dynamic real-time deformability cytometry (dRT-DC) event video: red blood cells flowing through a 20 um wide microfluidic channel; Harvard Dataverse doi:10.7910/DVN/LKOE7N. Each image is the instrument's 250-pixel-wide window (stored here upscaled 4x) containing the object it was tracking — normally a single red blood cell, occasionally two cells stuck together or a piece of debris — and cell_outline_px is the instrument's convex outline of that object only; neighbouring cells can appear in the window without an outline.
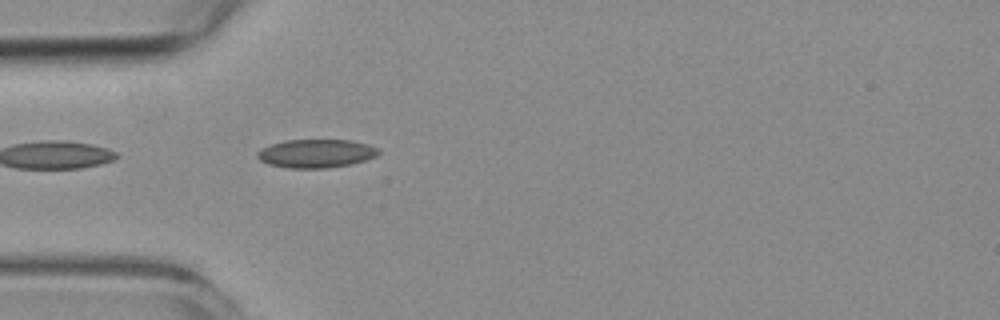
{"species": "common noctule bat (a hibernating species)", "species_latin": "Nyctalus noctula", "temperature_condition": "room temperature", "stored_images_in_passage": 4, "camera_frame_rate_fps": 3000, "um_per_image_px": 0.085, "animal": {"sex": "female", "body_mass_g": 19.3, "forearm_length_mm": 54.1}, "frame": {"image": 1, "passage_image": 1, "time_ms": 0.0, "image_size_px": [1000, 320], "cell_outline_px": [[380, 152], [376, 156], [364, 160], [348, 164], [328, 168], [288, 168], [268, 164], [260, 160], [256, 156], [256, 152], [260, 148], [284, 140], [352, 140], [368, 144], [376, 148]], "centroid_in_image_um": [26.82, 13.04], "position_along_channel_um": 58.2, "area_um2": 20.06}}